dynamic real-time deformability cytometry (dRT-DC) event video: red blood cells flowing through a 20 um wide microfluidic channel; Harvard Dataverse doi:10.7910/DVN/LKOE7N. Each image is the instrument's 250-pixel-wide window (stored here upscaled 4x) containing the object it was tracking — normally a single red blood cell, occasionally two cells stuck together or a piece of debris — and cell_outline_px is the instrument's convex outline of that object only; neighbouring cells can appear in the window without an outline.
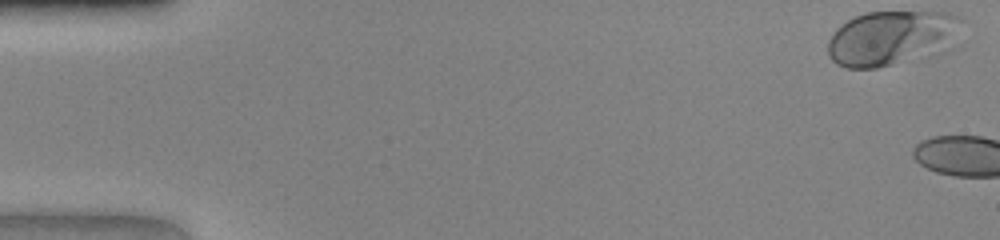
{"species": "human", "species_latin": "Homo sapiens", "temperature_condition": "warm", "stored_images_in_passage": 4, "camera_frame_rate_fps": 3000, "um_per_image_px": 0.085, "donor": {"sex": "female"}, "frame": {"image": 1, "passage_image": 1, "time_ms": 0.0, "image_size_px": [1000, 240], "cell_outline_px": [[964, 20], [952, 48], [940, 56], [876, 68], [848, 68], [836, 64], [828, 56], [828, 40], [836, 28], [840, 24], [856, 16], [868, 12], [948, 12]], "centroid_in_image_um": [75.87, 3.26], "position_along_channel_um": 9.1, "area_um2": 44.04}}